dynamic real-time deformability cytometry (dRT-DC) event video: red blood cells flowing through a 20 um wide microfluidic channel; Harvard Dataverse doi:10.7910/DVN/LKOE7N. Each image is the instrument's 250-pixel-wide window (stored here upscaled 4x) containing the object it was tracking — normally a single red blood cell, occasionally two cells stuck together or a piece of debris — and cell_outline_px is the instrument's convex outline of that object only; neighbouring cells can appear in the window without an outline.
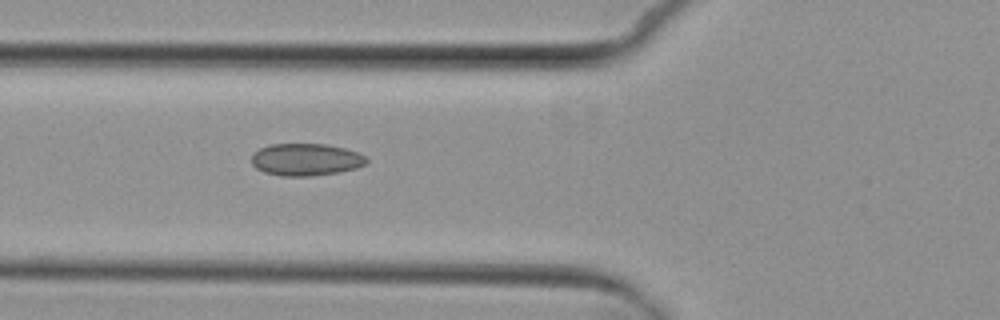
{"species": "common noctule bat (a hibernating species)", "species_latin": "Nyctalus noctula", "temperature_condition": "cold", "stored_images_in_passage": 3, "camera_frame_rate_fps": 3000, "um_per_image_px": 0.085, "animal": {"sex": "female", "body_mass_g": 29.2, "forearm_length_mm": 56.3}, "frame": {"image": 1, "passage_image": 3, "time_ms": 2.333, "image_size_px": [1000, 320], "cell_outline_px": [[368, 160], [364, 164], [356, 168], [340, 172], [312, 176], [280, 176], [264, 172], [256, 168], [252, 164], [252, 152], [260, 148], [272, 144], [324, 144], [344, 148], [356, 152], [364, 156]], "centroid_in_image_um": [25.96, 13.57], "position_along_channel_um": 99.8, "area_um2": 21.56}}